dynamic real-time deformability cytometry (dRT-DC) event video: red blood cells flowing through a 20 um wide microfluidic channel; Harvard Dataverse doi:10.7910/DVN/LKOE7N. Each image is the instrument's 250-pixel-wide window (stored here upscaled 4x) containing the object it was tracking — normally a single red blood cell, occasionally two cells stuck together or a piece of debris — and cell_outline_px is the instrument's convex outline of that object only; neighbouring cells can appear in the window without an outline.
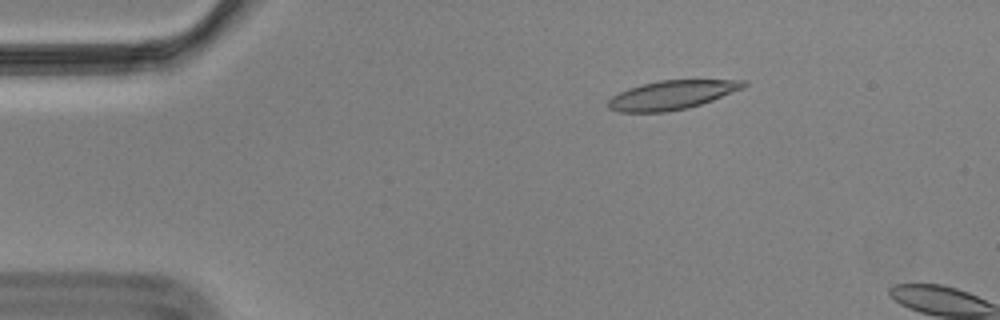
{"species": "Egyptian fruit bat (a non-hibernating species)", "species_latin": "Rousettus aegyptiacus", "temperature_condition": "cold", "stored_images_in_passage": 13, "camera_frame_rate_fps": 3000, "um_per_image_px": 0.085, "animal": {"sex": "male"}, "frame": {"image": 1, "passage_image": 10, "time_ms": 3.0, "image_size_px": [1000, 320], "cell_outline_px": [[748, 84], [744, 88], [712, 100], [688, 108], [668, 112], [620, 112], [608, 108], [608, 100], [612, 96], [628, 88], [640, 84], [660, 80], [748, 80]], "centroid_in_image_um": [57.11, 8.07], "position_along_channel_um": 27.9, "area_um2": 22.89}}